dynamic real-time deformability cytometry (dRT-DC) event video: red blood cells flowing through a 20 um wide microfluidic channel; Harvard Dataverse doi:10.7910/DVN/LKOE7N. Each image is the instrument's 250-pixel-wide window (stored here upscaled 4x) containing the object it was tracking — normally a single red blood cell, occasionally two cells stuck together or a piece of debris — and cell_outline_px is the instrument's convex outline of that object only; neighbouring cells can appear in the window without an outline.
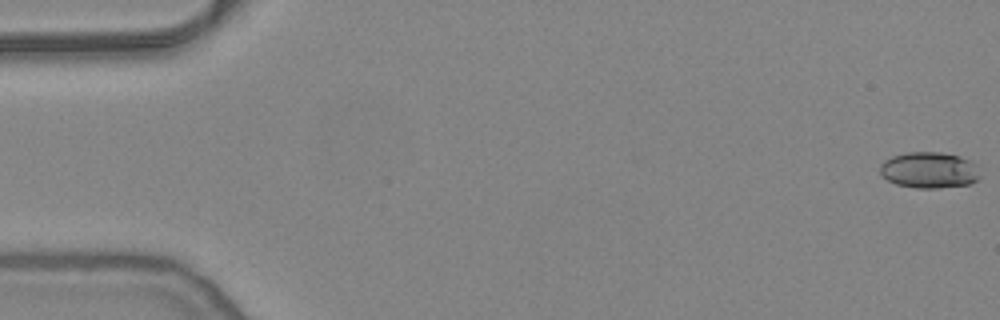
{"species": "common noctule bat (a hibernating species)", "species_latin": "Nyctalus noctula", "temperature_condition": "warm", "stored_images_in_passage": 54, "camera_frame_rate_fps": 3000, "um_per_image_px": 0.085, "animal": {"sex": "female", "body_mass_g": 24.6, "forearm_length_mm": 56.2}, "frame": {"image": 1, "passage_image": 1, "time_ms": 0.0, "image_size_px": [1000, 320], "cell_outline_px": [[980, 176], [976, 180], [968, 184], [940, 188], [916, 188], [896, 184], [880, 176], [880, 164], [884, 160], [892, 156], [908, 152], [944, 152], [960, 156], [972, 160]], "centroid_in_image_um": [78.95, 14.45], "position_along_channel_um": 6.0, "area_um2": 21.21}}
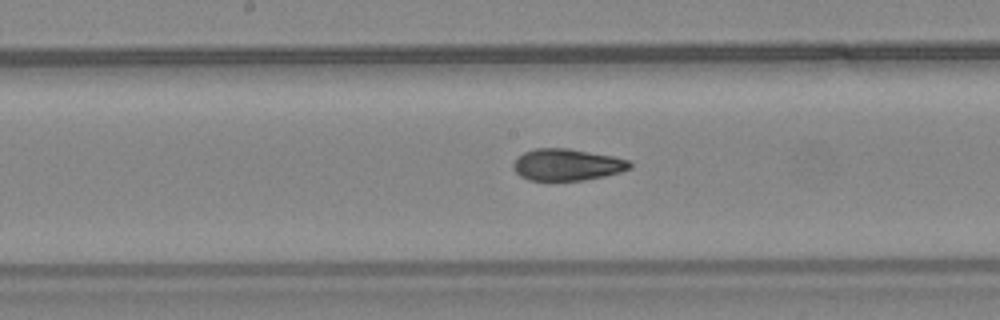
{"frame": {"image": 2, "passage_image": 28, "time_ms": 9.0, "image_size_px": [1000, 320], "cell_outline_px": [[632, 168], [620, 172], [604, 176], [584, 180], [528, 180], [520, 176], [512, 168], [512, 164], [516, 156], [524, 152], [536, 148], [568, 148], [612, 156], [628, 160], [632, 164]], "centroid_in_image_um": [48.16, 13.99], "position_along_channel_um": 200.0, "area_um2": 21.62}}
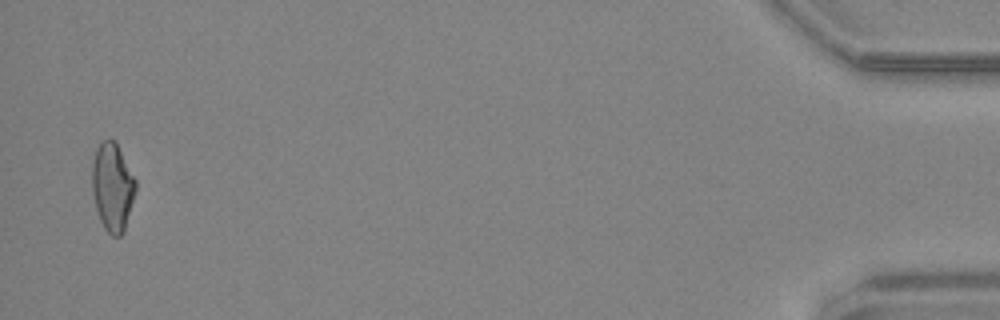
{"frame": {"image": 3, "passage_image": 53, "time_ms": 17.333, "image_size_px": [1000, 320], "cell_outline_px": [[136, 188], [124, 232], [120, 236], [112, 236], [104, 228], [100, 220], [96, 208], [92, 192], [92, 160], [96, 148], [104, 140], [116, 140], [136, 180]], "centroid_in_image_um": [9.55, 15.88], "position_along_channel_um": 425.6, "area_um2": 22.43}, "authors_computed_cell_mechanics": {"area_um2": 21.7906, "velocity_mm_per_s": 3.8279, "shape_relaxation_time_tau1_ms": null, "shape_relaxation_time_tau2_ms": 1.9507, "deformation_change_tau1": null, "deformation_change_tau2": 0.0835}}